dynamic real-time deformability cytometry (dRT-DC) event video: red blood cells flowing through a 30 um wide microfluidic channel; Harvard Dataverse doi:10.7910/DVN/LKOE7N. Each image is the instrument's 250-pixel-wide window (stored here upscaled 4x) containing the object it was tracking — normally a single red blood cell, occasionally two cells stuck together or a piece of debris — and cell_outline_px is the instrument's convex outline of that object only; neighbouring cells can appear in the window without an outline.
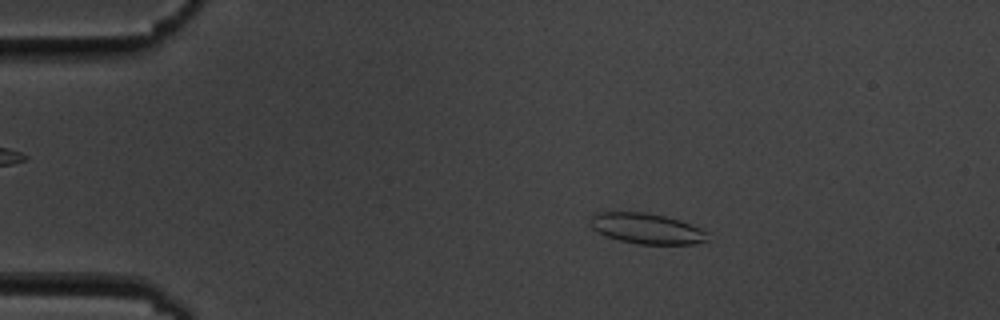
{"species": "common noctule bat (a hibernating species)", "species_latin": "Nyctalus noctula", "temperature_condition": "cold", "stored_images_in_passage": 56, "camera_frame_rate_fps": 3000, "um_per_image_px": 0.085, "animal": {"sex": "male", "body_mass_g": 19.5, "forearm_length_mm": 54.6}, "frame": {"image": 1, "passage_image": 10, "time_ms": 3.0, "image_size_px": [1000, 320], "cell_outline_px": [[708, 240], [696, 244], [636, 244], [620, 240], [608, 236], [592, 228], [592, 216], [596, 212], [644, 212], [664, 216], [680, 220], [700, 228], [704, 232]], "centroid_in_image_um": [54.98, 19.43], "position_along_channel_um": 30.0, "area_um2": 20.52}}
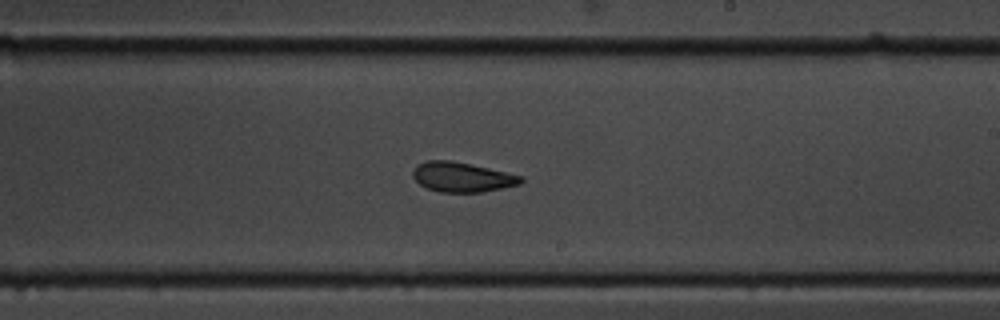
{"frame": {"image": 2, "passage_image": 33, "time_ms": 10.667, "image_size_px": [1000, 320], "cell_outline_px": [[524, 180], [520, 184], [480, 192], [440, 192], [428, 188], [420, 184], [412, 176], [412, 172], [416, 164], [428, 160], [452, 160], [524, 176]], "centroid_in_image_um": [39.26, 15.04], "position_along_channel_um": 249.7, "area_um2": 18.67}}
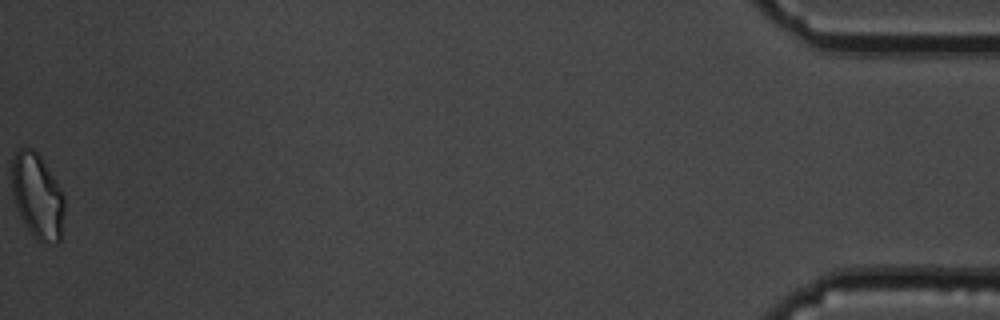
{"frame": {"image": 3, "passage_image": 56, "time_ms": 18.333, "image_size_px": [1000, 320], "cell_outline_px": [[64, 212], [60, 240], [56, 244], [36, 240], [24, 224], [20, 216], [12, 196], [12, 160], [16, 152], [20, 148], [32, 148], [40, 156], [60, 188], [64, 196]], "centroid_in_image_um": [3.17, 16.69], "position_along_channel_um": 432.0, "area_um2": 26.01}, "authors_computed_cell_mechanics": {"area_um2": 20.2878, "velocity_mm_per_s": 3.6082, "shape_relaxation_time_tau1_ms": null, "shape_relaxation_time_tau2_ms": 2.8026, "deformation_change_tau1": null, "deformation_change_tau2": 0.0899}}